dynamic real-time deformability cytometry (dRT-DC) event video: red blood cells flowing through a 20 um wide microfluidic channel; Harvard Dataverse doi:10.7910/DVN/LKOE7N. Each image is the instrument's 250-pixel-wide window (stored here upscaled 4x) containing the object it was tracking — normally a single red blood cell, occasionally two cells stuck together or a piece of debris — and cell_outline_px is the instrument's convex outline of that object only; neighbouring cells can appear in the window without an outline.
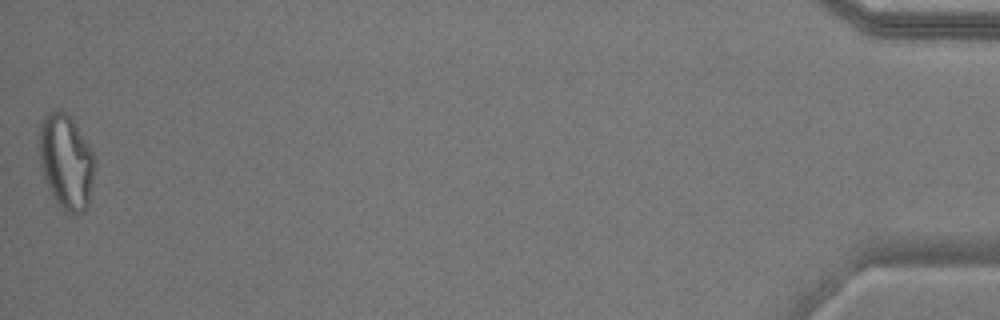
{"species": "common noctule bat (a hibernating species)", "species_latin": "Nyctalus noctula", "temperature_condition": "warm", "stored_images_in_passage": 53, "camera_frame_rate_fps": 3000, "um_per_image_px": 0.085, "animal": {"sex": "male", "body_mass_g": 17.9}, "frame": {"image": 1, "passage_image": 53, "time_ms": 17.333, "image_size_px": [1000, 320], "cell_outline_px": [[92, 180], [88, 200], [84, 212], [72, 216], [52, 196], [44, 176], [40, 164], [40, 124], [44, 116], [48, 112], [56, 108], [60, 108], [72, 120], [92, 152]], "centroid_in_image_um": [5.58, 13.72], "position_along_channel_um": 429.6, "area_um2": 29.65}, "authors_computed_cell_mechanics": {"area_um2": 25.0852, "velocity_mm_per_s": 3.6611, "shape_relaxation_time_tau1_ms": null, "shape_relaxation_time_tau2_ms": 1.4922, "deformation_change_tau1": null, "deformation_change_tau2": 0.0978}}